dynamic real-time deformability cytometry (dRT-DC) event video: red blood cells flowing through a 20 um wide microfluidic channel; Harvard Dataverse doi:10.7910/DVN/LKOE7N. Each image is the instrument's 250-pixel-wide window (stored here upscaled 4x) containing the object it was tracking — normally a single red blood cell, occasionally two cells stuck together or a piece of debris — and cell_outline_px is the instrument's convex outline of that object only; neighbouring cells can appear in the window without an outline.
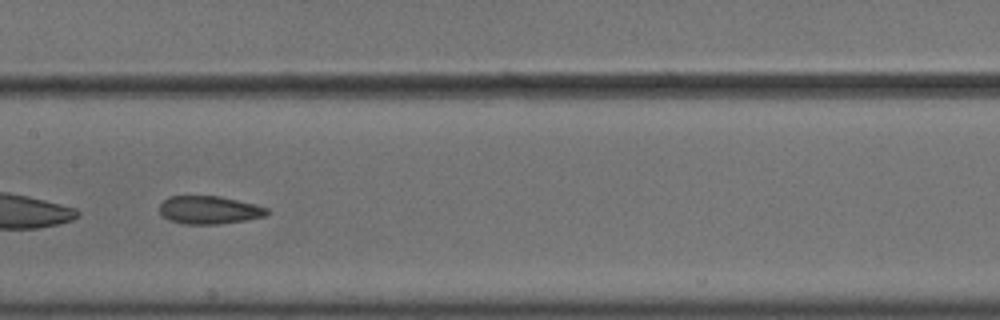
{"species": "common noctule bat (a hibernating species)", "species_latin": "Nyctalus noctula", "temperature_condition": "cold", "stored_images_in_passage": 38, "camera_frame_rate_fps": 3000, "um_per_image_px": 0.085, "animal": {"sex": "male", "body_mass_g": 18.8}, "frame": {"image": 1, "passage_image": 12, "time_ms": 3.667, "image_size_px": [1000, 320], "cell_outline_px": [[268, 216], [220, 224], [184, 224], [168, 220], [160, 212], [160, 204], [168, 196], [220, 196], [256, 204], [268, 208]], "centroid_in_image_um": [17.8, 17.85], "position_along_channel_um": 189.6, "area_um2": 17.63}}
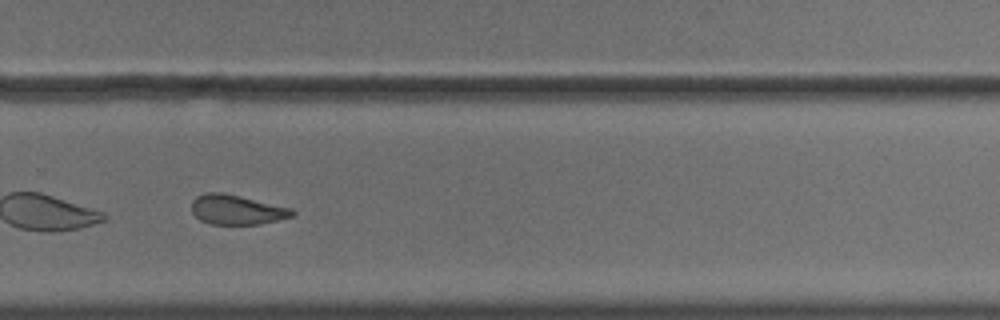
{"frame": {"image": 2, "passage_image": 22, "time_ms": 7.0, "image_size_px": [1000, 320], "cell_outline_px": [[296, 212], [292, 216], [260, 224], [212, 224], [200, 220], [192, 212], [192, 200], [196, 196], [208, 192], [220, 192], [240, 196], [292, 208]], "centroid_in_image_um": [20.11, 17.82], "position_along_channel_um": 309.7, "area_um2": 17.28}, "authors_computed_cell_mechanics": {"area_um2": 18.1492, "velocity_mm_per_s": 3.6097, "shape_relaxation_time_tau1_ms": null, "shape_relaxation_time_tau2_ms": 2.5971, "deformation_change_tau1": null, "deformation_change_tau2": 0.0899}}